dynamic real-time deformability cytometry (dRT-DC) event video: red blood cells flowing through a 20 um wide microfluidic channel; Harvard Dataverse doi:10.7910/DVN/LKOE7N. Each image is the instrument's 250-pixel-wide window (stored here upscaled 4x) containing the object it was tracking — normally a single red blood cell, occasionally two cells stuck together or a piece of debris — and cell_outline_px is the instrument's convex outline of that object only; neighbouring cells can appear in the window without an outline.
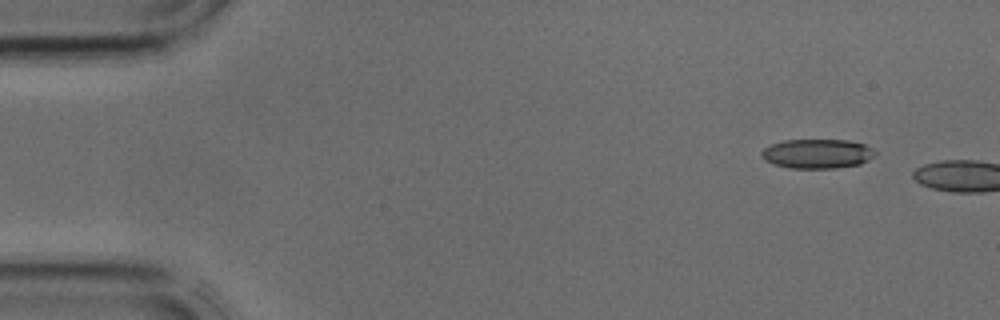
{"species": "common noctule bat (a hibernating species)", "species_latin": "Nyctalus noctula", "temperature_condition": "cold", "stored_images_in_passage": 2, "camera_frame_rate_fps": 3000, "um_per_image_px": 0.085, "animal": {"sex": "male", "body_mass_g": 17.9, "forearm_length_mm": 54.2}, "frame": {"image": 1, "passage_image": 1, "time_ms": 0.0, "image_size_px": [1000, 320], "cell_outline_px": [[876, 156], [860, 164], [836, 168], [788, 168], [772, 164], [764, 160], [760, 156], [760, 152], [764, 148], [772, 144], [784, 140], [848, 140], [864, 144], [872, 148], [876, 152]], "centroid_in_image_um": [69.45, 13.07], "position_along_channel_um": 15.5, "area_um2": 19.65}}